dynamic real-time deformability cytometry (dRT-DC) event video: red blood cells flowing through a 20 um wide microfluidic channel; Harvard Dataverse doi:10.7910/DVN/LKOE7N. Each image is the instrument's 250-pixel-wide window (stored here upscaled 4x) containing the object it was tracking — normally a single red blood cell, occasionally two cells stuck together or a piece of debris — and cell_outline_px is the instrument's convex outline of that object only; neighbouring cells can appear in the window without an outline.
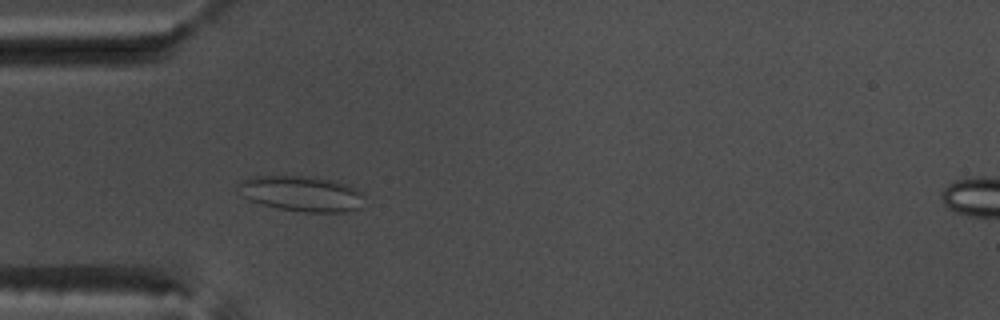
{"species": "common noctule bat (a hibernating species)", "species_latin": "Nyctalus noctula", "temperature_condition": "warm", "stored_images_in_passage": 40, "camera_frame_rate_fps": 3000, "um_per_image_px": 0.085, "animal": {"sex": "male", "body_mass_g": 17.5, "forearm_length_mm": 52.3}, "frame": {"image": 1, "passage_image": 13, "time_ms": 4.0, "image_size_px": [1000, 320], "cell_outline_px": [[364, 208], [344, 212], [304, 212], [280, 208], [260, 204], [244, 196], [236, 184], [252, 176], [312, 176], [336, 180], [348, 184], [356, 188], [360, 192]], "centroid_in_image_um": [25.69, 16.45], "position_along_channel_um": 59.3, "area_um2": 26.13}}
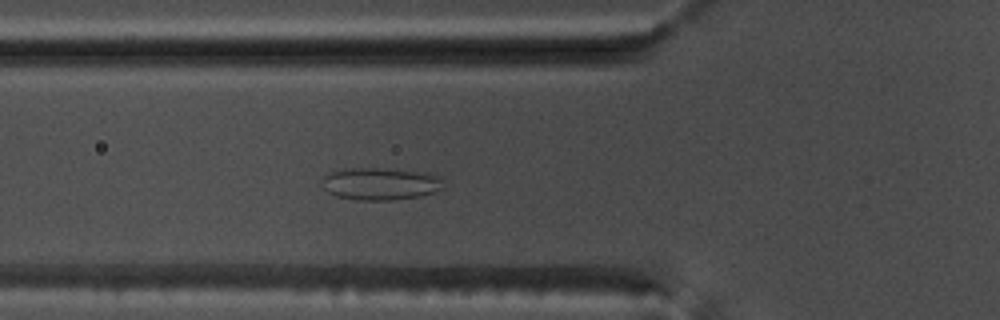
{"frame": {"image": 2, "passage_image": 16, "time_ms": 5.0, "image_size_px": [1000, 320], "cell_outline_px": [[444, 188], [420, 196], [392, 200], [360, 200], [336, 196], [328, 192], [324, 188], [324, 176], [332, 172], [352, 168], [376, 168], [428, 172], [440, 176]], "centroid_in_image_um": [32.38, 15.62], "position_along_channel_um": 93.4, "area_um2": 22.66}}
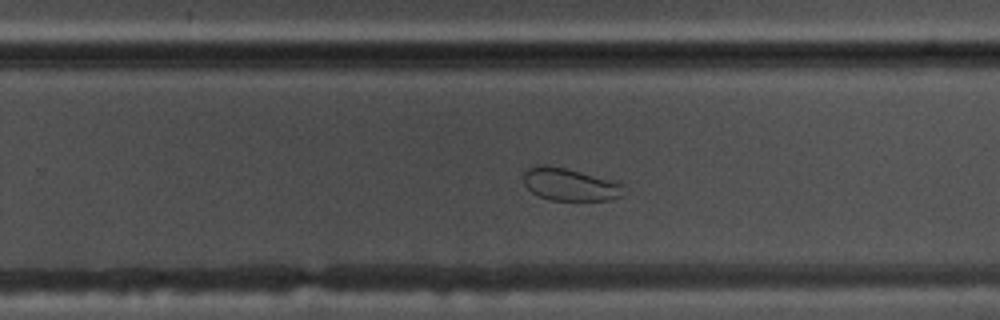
{"frame": {"image": 3, "passage_image": 31, "time_ms": 10.0, "image_size_px": [1000, 320], "cell_outline_px": [[628, 192], [620, 196], [608, 200], [552, 200], [540, 196], [532, 192], [524, 184], [524, 172], [528, 168], [536, 164], [544, 164], [564, 168], [580, 172], [624, 184]], "centroid_in_image_um": [48.45, 15.68], "position_along_channel_um": 281.4, "area_um2": 18.9}, "authors_computed_cell_mechanics": {"area_um2": 20.8947, "velocity_mm_per_s": 3.753, "shape_relaxation_time_tau1_ms": null, "shape_relaxation_time_tau2_ms": 2.3965, "deformation_change_tau1": null, "deformation_change_tau2": 0.0743}}